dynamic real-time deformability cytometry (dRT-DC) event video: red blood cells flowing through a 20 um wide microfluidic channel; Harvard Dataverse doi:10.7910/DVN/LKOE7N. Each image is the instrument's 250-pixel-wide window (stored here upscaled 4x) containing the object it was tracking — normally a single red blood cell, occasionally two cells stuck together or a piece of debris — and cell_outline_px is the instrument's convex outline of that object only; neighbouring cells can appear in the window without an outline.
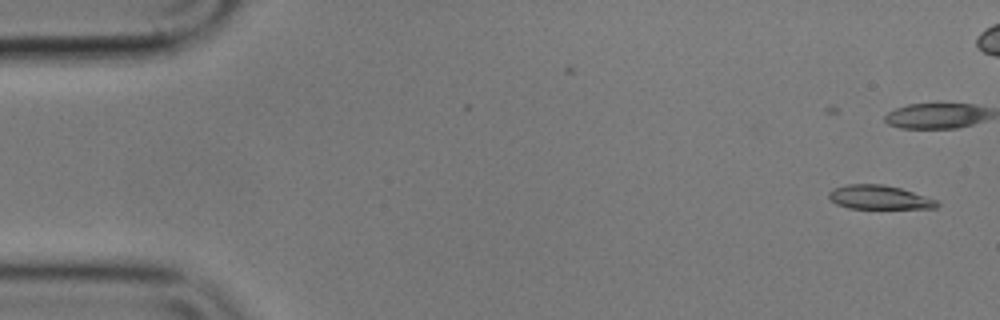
{"species": "common noctule bat (a hibernating species)", "species_latin": "Nyctalus noctula", "temperature_condition": "cold", "stored_images_in_passage": 52, "camera_frame_rate_fps": 3000, "um_per_image_px": 0.085, "animal": {"sex": "male", "body_mass_g": 17.9}, "frame": {"image": 1, "passage_image": 1, "time_ms": 0.0, "image_size_px": [1000, 320], "cell_outline_px": [[940, 204], [936, 208], [848, 208], [836, 204], [828, 196], [828, 192], [832, 188], [848, 184], [884, 184], [900, 188], [936, 200]], "centroid_in_image_um": [74.69, 16.77], "position_along_channel_um": 10.3, "area_um2": 14.97}, "authors_computed_cell_mechanics": {"area_um2": 16.0684, "velocity_mm_per_s": 3.6005, "shape_relaxation_time_tau1_ms": 8.1865, "shape_relaxation_time_tau2_ms": null, "deformation_change_tau1": 0.221, "deformation_change_tau2": null}}